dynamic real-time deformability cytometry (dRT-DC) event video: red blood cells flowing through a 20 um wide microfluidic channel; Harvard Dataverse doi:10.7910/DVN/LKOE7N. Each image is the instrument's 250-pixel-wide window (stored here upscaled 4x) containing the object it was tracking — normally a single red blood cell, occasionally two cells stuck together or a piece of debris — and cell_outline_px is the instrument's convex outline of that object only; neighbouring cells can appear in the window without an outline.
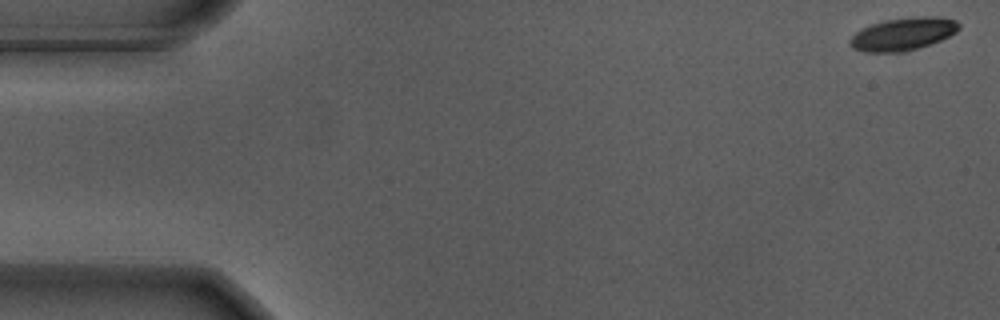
{"species": "Egyptian fruit bat (a non-hibernating species)", "species_latin": "Rousettus aegyptiacus", "temperature_condition": "warm", "stored_images_in_passage": 56, "camera_frame_rate_fps": 3000, "um_per_image_px": 0.085, "animal": {"sex": "male"}, "frame": {"image": 1, "passage_image": 1, "time_ms": 0.0, "image_size_px": [1000, 320], "cell_outline_px": [[960, 28], [956, 32], [940, 40], [904, 52], [864, 52], [852, 48], [848, 40], [856, 32], [872, 24], [884, 20], [916, 16], [940, 16], [956, 20], [960, 24]], "centroid_in_image_um": [76.76, 2.88], "position_along_channel_um": 8.2, "area_um2": 20.75}}
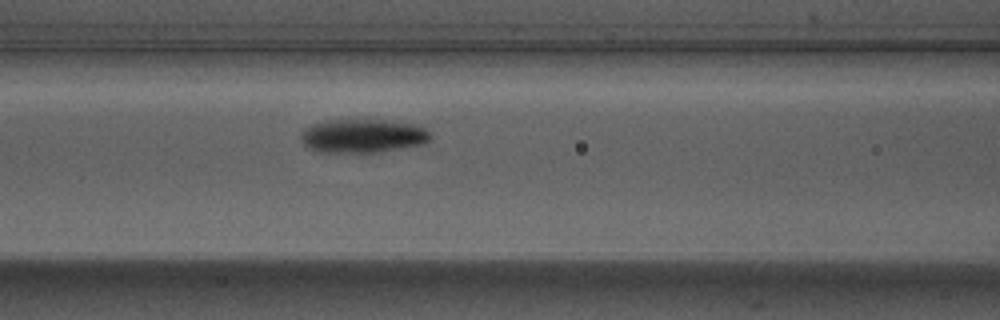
{"frame": {"image": 2, "passage_image": 23, "time_ms": 7.333, "image_size_px": [1000, 320], "cell_outline_px": [[432, 136], [424, 144], [380, 152], [320, 152], [308, 148], [300, 140], [300, 132], [312, 124], [324, 120], [364, 116], [420, 124]], "centroid_in_image_um": [30.84, 11.49], "position_along_channel_um": 135.8, "area_um2": 26.76}}
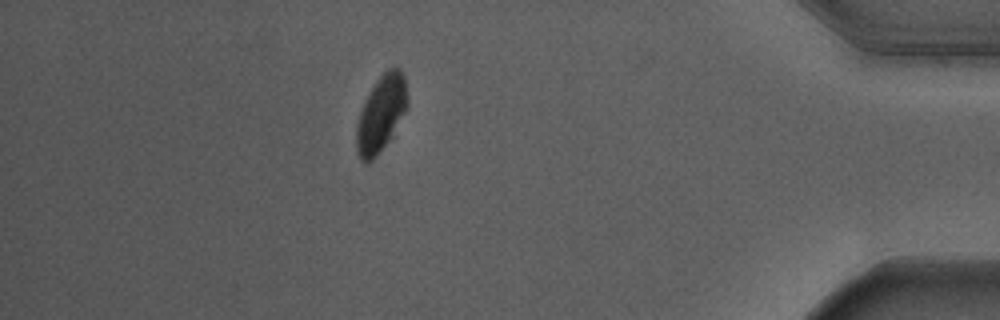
{"frame": {"image": 3, "passage_image": 49, "time_ms": 16.0, "image_size_px": [1000, 320], "cell_outline_px": [[408, 108], [392, 136], [376, 156], [368, 164], [364, 164], [360, 160], [356, 148], [356, 124], [364, 100], [376, 80], [388, 68], [400, 68], [404, 76], [408, 104]], "centroid_in_image_um": [32.38, 9.68], "position_along_channel_um": 402.8, "area_um2": 22.83}, "authors_computed_cell_mechanics": {"area_um2": 22.7732, "velocity_mm_per_s": 3.647, "shape_relaxation_time_tau1_ms": 1.7011, "shape_relaxation_time_tau2_ms": null, "deformation_change_tau1": 0.1612, "deformation_change_tau2": null}}